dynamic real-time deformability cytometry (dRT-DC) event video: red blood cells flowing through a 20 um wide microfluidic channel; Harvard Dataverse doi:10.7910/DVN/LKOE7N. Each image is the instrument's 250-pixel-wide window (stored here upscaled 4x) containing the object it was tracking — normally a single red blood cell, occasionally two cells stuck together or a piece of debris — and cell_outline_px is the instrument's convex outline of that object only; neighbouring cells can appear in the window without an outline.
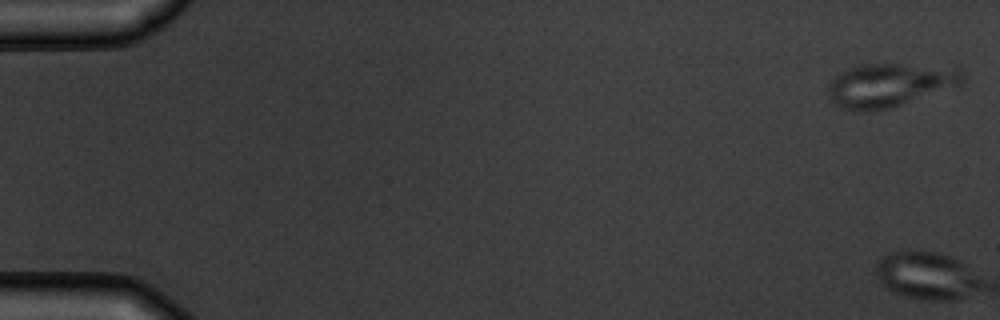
{"species": "common noctule bat (a hibernating species)", "species_latin": "Nyctalus noctula", "temperature_condition": "warm", "stored_images_in_passage": 7, "camera_frame_rate_fps": 3000, "um_per_image_px": 0.085, "animal": {"sex": "male", "body_mass_g": 19.5, "forearm_length_mm": 54.6}, "frame": {"image": 1, "passage_image": 1, "time_ms": 0.0, "image_size_px": [1000, 320], "cell_outline_px": [[964, 80], [960, 84], [892, 108], [860, 112], [844, 108], [832, 104], [828, 96], [828, 84], [840, 72], [848, 68], [860, 64], [900, 64], [960, 68], [964, 72]], "centroid_in_image_um": [75.57, 7.23], "position_along_channel_um": 9.4, "area_um2": 34.1}}